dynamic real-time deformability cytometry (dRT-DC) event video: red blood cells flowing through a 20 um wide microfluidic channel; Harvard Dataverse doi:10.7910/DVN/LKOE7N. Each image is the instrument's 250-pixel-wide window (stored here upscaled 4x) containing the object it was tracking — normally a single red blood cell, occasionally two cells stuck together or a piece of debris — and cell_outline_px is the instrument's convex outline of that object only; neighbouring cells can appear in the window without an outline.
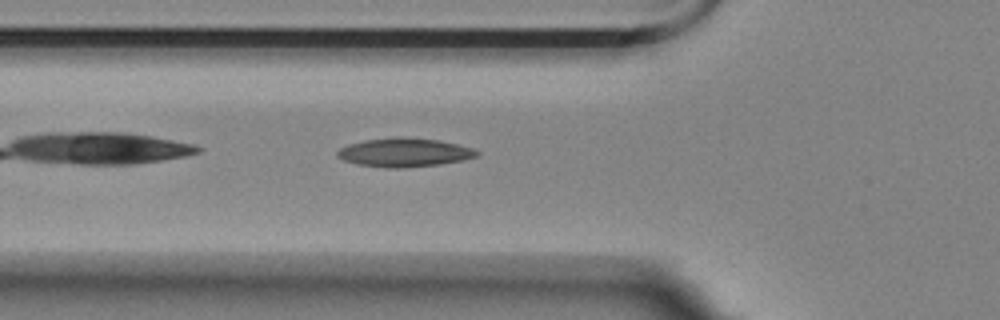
{"species": "Egyptian fruit bat (a non-hibernating species)", "species_latin": "Rousettus aegyptiacus", "temperature_condition": "room temperature", "stored_images_in_passage": 43, "camera_frame_rate_fps": 3000, "um_per_image_px": 0.085, "animal": {"sex": "female"}, "frame": {"image": 1, "passage_image": 5, "time_ms": 1.333, "image_size_px": [1000, 320], "cell_outline_px": [[480, 152], [476, 156], [464, 160], [440, 164], [400, 168], [388, 168], [360, 164], [344, 160], [336, 156], [336, 152], [340, 148], [348, 144], [364, 140], [396, 136], [404, 136], [440, 140], [472, 148]], "centroid_in_image_um": [34.36, 12.94], "position_along_channel_um": 91.4, "area_um2": 23.41}}
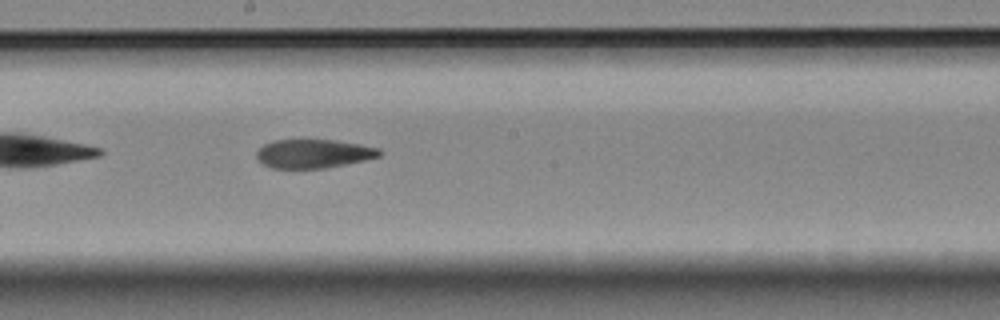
{"frame": {"image": 2, "passage_image": 16, "time_ms": 5.0, "image_size_px": [1000, 320], "cell_outline_px": [[380, 156], [364, 160], [328, 168], [272, 168], [264, 164], [256, 156], [256, 152], [264, 144], [272, 140], [300, 136], [336, 140], [360, 144], [380, 148]], "centroid_in_image_um": [26.62, 13.0], "position_along_channel_um": 221.6, "area_um2": 21.44}}
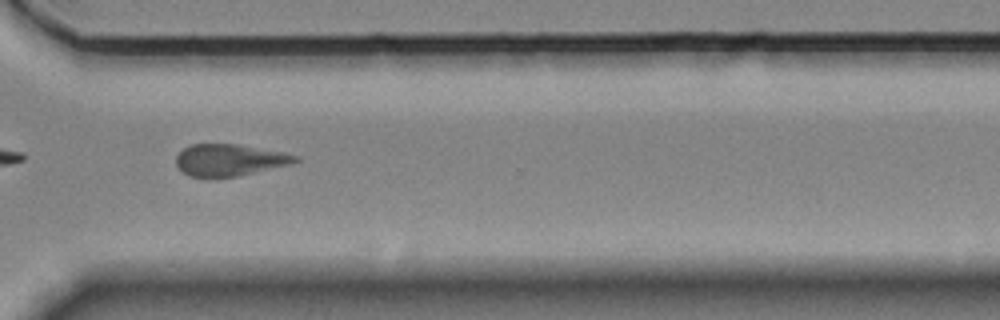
{"frame": {"image": 3, "passage_image": 27, "time_ms": 8.667, "image_size_px": [1000, 320], "cell_outline_px": [[300, 160], [292, 164], [236, 176], [208, 180], [188, 176], [180, 172], [176, 164], [176, 156], [188, 144], [236, 144], [280, 152], [300, 156]], "centroid_in_image_um": [19.43, 13.64], "position_along_channel_um": 351.2, "area_um2": 22.54}, "authors_computed_cell_mechanics": {"area_um2": 21.9062, "velocity_mm_per_s": 3.5334, "shape_relaxation_time_tau1_ms": 6.1478, "shape_relaxation_time_tau2_ms": 8.854, "deformation_change_tau1": 0.1362, "deformation_change_tau2": 0.1997}}